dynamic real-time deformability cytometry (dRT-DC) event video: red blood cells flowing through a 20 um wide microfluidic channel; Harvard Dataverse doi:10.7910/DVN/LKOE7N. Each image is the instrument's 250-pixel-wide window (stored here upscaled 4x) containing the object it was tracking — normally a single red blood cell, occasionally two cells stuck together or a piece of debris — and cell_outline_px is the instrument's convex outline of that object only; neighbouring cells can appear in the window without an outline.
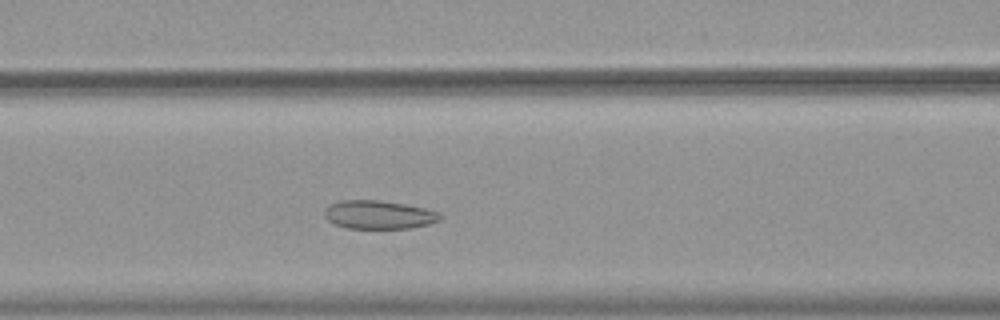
{"species": "common noctule bat (a hibernating species)", "species_latin": "Nyctalus noctula", "temperature_condition": "warm", "stored_images_in_passage": 40, "camera_frame_rate_fps": 3000, "um_per_image_px": 0.085, "animal": {"sex": "female", "body_mass_g": 19.9}, "frame": {"image": 1, "passage_image": 14, "time_ms": 4.333, "image_size_px": [1000, 320], "cell_outline_px": [[444, 216], [440, 220], [428, 224], [412, 228], [348, 228], [336, 224], [328, 220], [324, 216], [324, 212], [332, 204], [340, 200], [380, 200], [404, 204], [424, 208], [440, 212]], "centroid_in_image_um": [32.25, 18.25], "position_along_channel_um": 134.4, "area_um2": 19.07}}
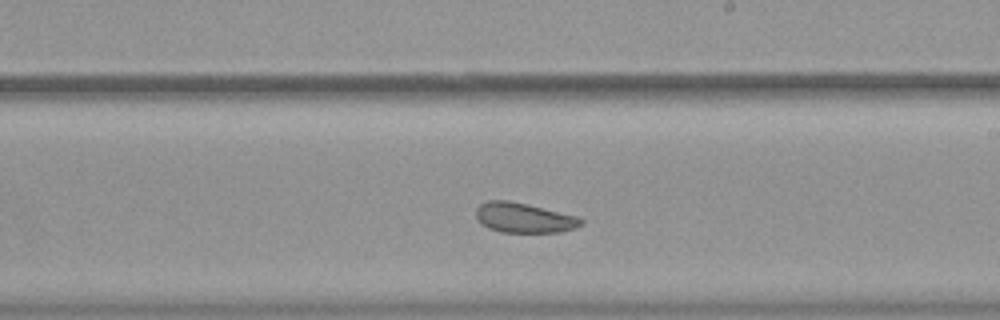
{"frame": {"image": 2, "passage_image": 23, "time_ms": 7.333, "image_size_px": [1000, 320], "cell_outline_px": [[584, 224], [576, 228], [560, 232], [500, 232], [488, 228], [476, 216], [476, 208], [480, 204], [488, 200], [508, 200], [528, 204], [580, 216], [584, 220]], "centroid_in_image_um": [44.6, 18.5], "position_along_channel_um": 244.4, "area_um2": 18.5}}
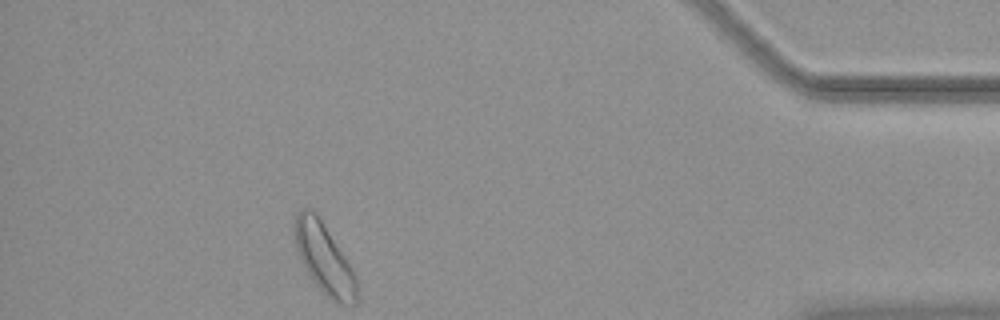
{"frame": {"image": 3, "passage_image": 40, "time_ms": 13.0, "image_size_px": [1000, 320], "cell_outline_px": [[356, 304], [336, 304], [316, 284], [304, 268], [292, 244], [292, 236], [296, 212], [300, 208], [312, 208], [316, 212], [352, 268], [356, 276]], "centroid_in_image_um": [27.48, 21.91], "position_along_channel_um": 407.7, "area_um2": 25.61}, "authors_computed_cell_mechanics": {"area_um2": 19.4208, "velocity_mm_per_s": 3.6933, "shape_relaxation_time_tau1_ms": null, "shape_relaxation_time_tau2_ms": 2.1082, "deformation_change_tau1": null, "deformation_change_tau2": 0.0776}}